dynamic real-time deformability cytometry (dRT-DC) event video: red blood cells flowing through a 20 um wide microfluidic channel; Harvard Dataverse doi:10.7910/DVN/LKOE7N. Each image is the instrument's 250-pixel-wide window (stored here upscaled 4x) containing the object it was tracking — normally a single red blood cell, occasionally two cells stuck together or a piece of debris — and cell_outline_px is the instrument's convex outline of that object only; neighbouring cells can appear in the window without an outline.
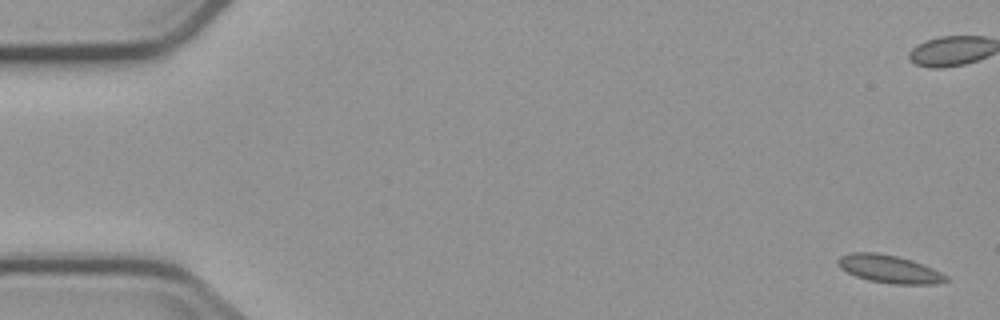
{"species": "common noctule bat (a hibernating species)", "species_latin": "Nyctalus noctula", "temperature_condition": "cold", "stored_images_in_passage": 4, "camera_frame_rate_fps": 3000, "um_per_image_px": 0.085, "animal": {"sex": "male", "body_mass_g": 23.1, "forearm_length_mm": 52.7}, "frame": {"image": 1, "passage_image": 1, "time_ms": 0.0, "image_size_px": [1000, 320], "cell_outline_px": [[948, 280], [936, 284], [892, 284], [868, 280], [856, 276], [840, 268], [836, 260], [840, 256], [852, 252], [876, 252], [896, 256], [912, 260], [924, 264], [948, 276]], "centroid_in_image_um": [75.58, 22.86], "position_along_channel_um": 9.4, "area_um2": 17.57}}